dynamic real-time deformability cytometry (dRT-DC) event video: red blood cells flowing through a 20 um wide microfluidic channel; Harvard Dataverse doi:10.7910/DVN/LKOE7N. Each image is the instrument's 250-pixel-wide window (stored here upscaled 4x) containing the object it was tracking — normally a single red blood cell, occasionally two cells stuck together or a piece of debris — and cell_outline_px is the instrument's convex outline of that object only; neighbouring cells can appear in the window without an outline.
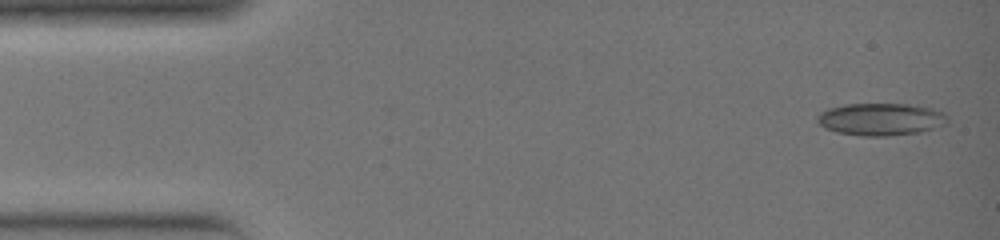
{"species": "common noctule bat (a hibernating species)", "species_latin": "Nyctalus noctula", "temperature_condition": "warm", "stored_images_in_passage": 35, "camera_frame_rate_fps": 3000, "um_per_image_px": 0.085, "animal": {"sex": "female", "body_mass_g": 19.0, "forearm_length_mm": 51.5}, "frame": {"image": 1, "passage_image": 1, "time_ms": 0.0, "image_size_px": [1000, 240], "cell_outline_px": [[948, 124], [920, 132], [888, 136], [860, 136], [836, 132], [824, 128], [816, 120], [816, 116], [820, 112], [828, 108], [848, 104], [908, 104], [932, 108], [944, 112], [948, 116]], "centroid_in_image_um": [74.88, 10.14], "position_along_channel_um": 10.1, "area_um2": 24.8}}
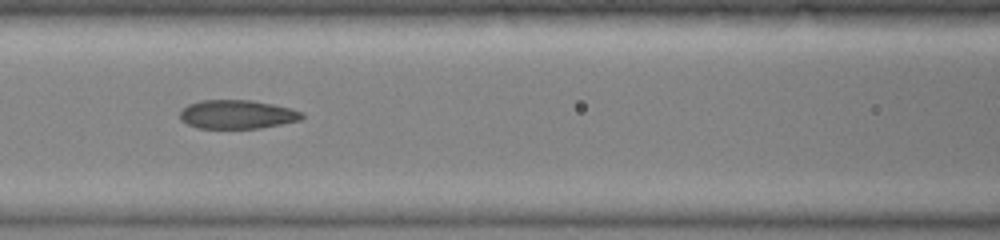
{"frame": {"image": 2, "passage_image": 15, "time_ms": 4.667, "image_size_px": [1000, 240], "cell_outline_px": [[304, 116], [300, 120], [260, 128], [200, 128], [188, 124], [180, 120], [180, 112], [188, 104], [200, 100], [252, 100], [292, 108], [304, 112]], "centroid_in_image_um": [20.17, 9.71], "position_along_channel_um": 146.4, "area_um2": 20.46}}
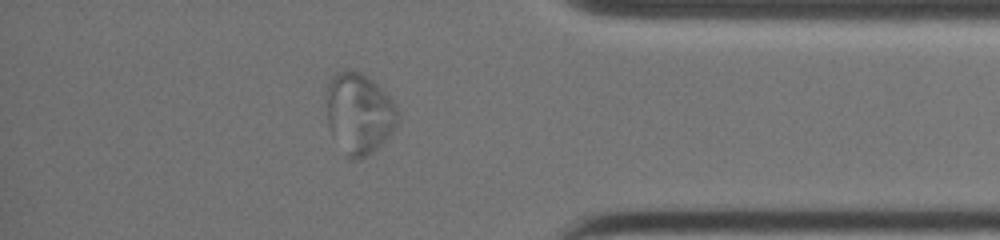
{"frame": {"image": 3, "passage_image": 30, "time_ms": 9.667, "image_size_px": [1000, 240], "cell_outline_px": [[400, 120], [396, 128], [372, 152], [356, 160], [352, 160], [348, 156], [332, 136], [328, 128], [324, 96], [324, 92], [332, 76], [336, 72], [348, 68], [360, 72], [376, 84], [396, 104], [400, 112]], "centroid_in_image_um": [30.49, 9.61], "position_along_channel_um": 404.7, "area_um2": 34.16}}